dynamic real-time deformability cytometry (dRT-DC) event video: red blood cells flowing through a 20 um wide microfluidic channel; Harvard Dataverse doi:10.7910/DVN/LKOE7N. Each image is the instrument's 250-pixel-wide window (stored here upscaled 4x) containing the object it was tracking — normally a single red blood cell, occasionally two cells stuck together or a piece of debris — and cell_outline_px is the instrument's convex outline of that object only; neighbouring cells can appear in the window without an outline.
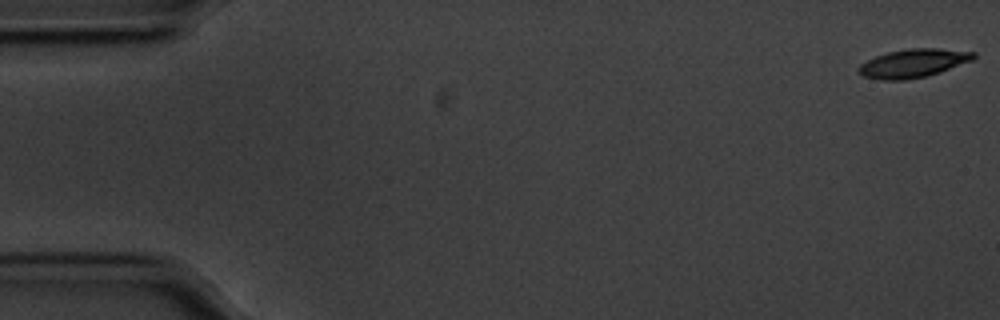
{"species": "common noctule bat (a hibernating species)", "species_latin": "Nyctalus noctula", "temperature_condition": "cold", "stored_images_in_passage": 57, "camera_frame_rate_fps": 3000, "um_per_image_px": 0.085, "animal": {"sex": "male", "body_mass_g": 20.1, "forearm_length_mm": 53.5}, "frame": {"image": 1, "passage_image": 1, "time_ms": 0.0, "image_size_px": [1000, 320], "cell_outline_px": [[976, 56], [972, 60], [940, 72], [928, 76], [904, 80], [880, 80], [864, 76], [856, 68], [860, 64], [876, 56], [888, 52], [908, 48], [936, 48], [976, 52]], "centroid_in_image_um": [77.62, 5.37], "position_along_channel_um": 7.4, "area_um2": 19.02}}
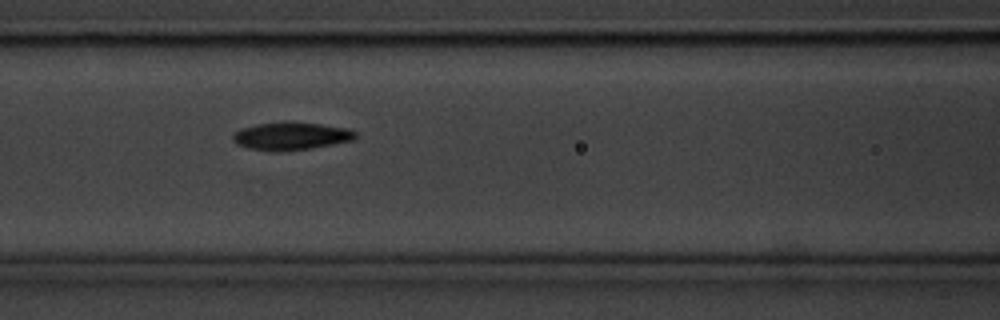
{"frame": {"image": 2, "passage_image": 24, "time_ms": 7.667, "image_size_px": [1000, 320], "cell_outline_px": [[356, 136], [352, 140], [312, 148], [280, 152], [276, 152], [248, 148], [236, 144], [232, 140], [232, 136], [240, 128], [256, 124], [292, 120], [348, 128], [356, 132]], "centroid_in_image_um": [24.7, 11.55], "position_along_channel_um": 141.9, "area_um2": 20.17}}
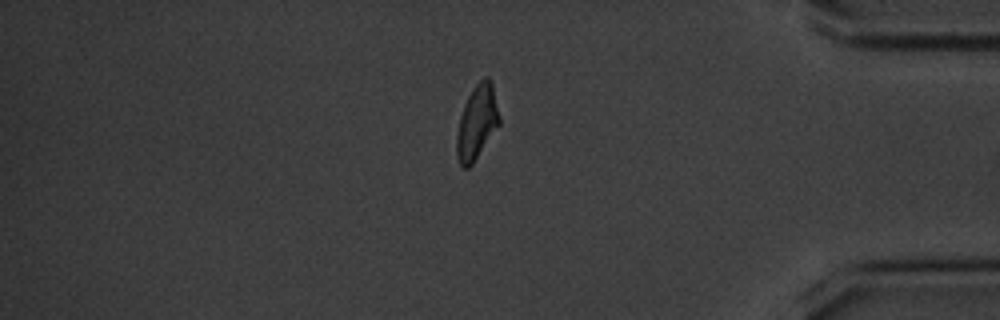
{"frame": {"image": 3, "passage_image": 48, "time_ms": 15.667, "image_size_px": [1000, 320], "cell_outline_px": [[500, 124], [472, 164], [468, 168], [460, 168], [456, 156], [456, 136], [460, 116], [464, 104], [472, 88], [484, 76], [488, 76], [492, 84], [500, 116]], "centroid_in_image_um": [40.52, 10.41], "position_along_channel_um": 394.7, "area_um2": 18.55}, "authors_computed_cell_mechanics": {"area_um2": 19.0162, "velocity_mm_per_s": 3.5196, "shape_relaxation_time_tau1_ms": 3.0187, "shape_relaxation_time_tau2_ms": 3.9865, "deformation_change_tau1": 0.1225, "deformation_change_tau2": 0.1}}